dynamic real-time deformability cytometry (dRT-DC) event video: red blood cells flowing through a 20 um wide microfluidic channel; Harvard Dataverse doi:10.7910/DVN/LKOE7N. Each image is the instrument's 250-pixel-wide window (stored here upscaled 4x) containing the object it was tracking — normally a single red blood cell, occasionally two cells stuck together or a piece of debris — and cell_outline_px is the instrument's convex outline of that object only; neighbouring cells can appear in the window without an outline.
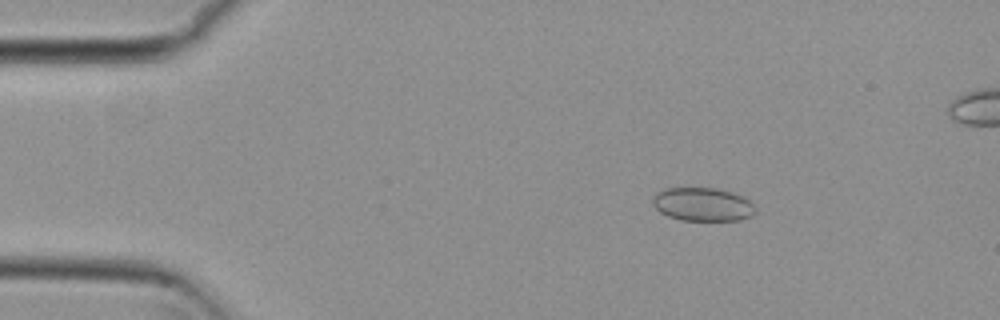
{"species": "common noctule bat (a hibernating species)", "species_latin": "Nyctalus noctula", "temperature_condition": "cold", "stored_images_in_passage": 52, "camera_frame_rate_fps": 3000, "um_per_image_px": 0.085, "animal": {"sex": "female", "body_mass_g": 29.2, "forearm_length_mm": 56.3}, "frame": {"image": 1, "passage_image": 9, "time_ms": 2.667, "image_size_px": [1000, 320], "cell_outline_px": [[756, 212], [752, 216], [740, 220], [680, 220], [668, 216], [660, 212], [652, 204], [652, 196], [656, 192], [664, 188], [716, 188], [732, 192], [744, 196], [756, 208]], "centroid_in_image_um": [59.72, 17.36], "position_along_channel_um": 25.3, "area_um2": 20.23}}
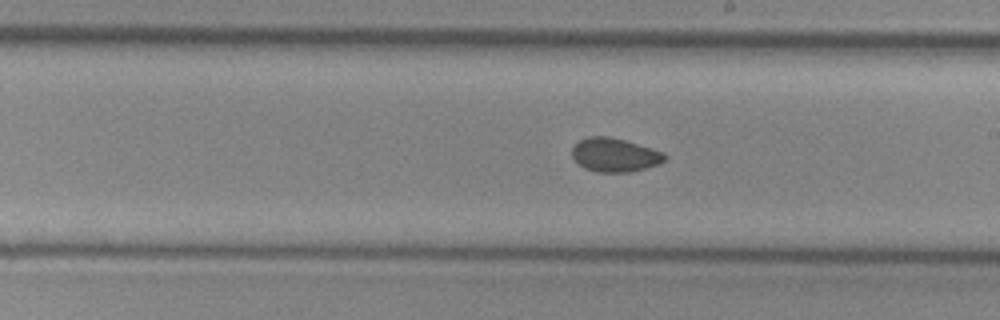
{"frame": {"image": 2, "passage_image": 31, "time_ms": 10.0, "image_size_px": [1000, 320], "cell_outline_px": [[668, 156], [660, 164], [628, 172], [596, 172], [584, 168], [572, 156], [572, 148], [580, 140], [588, 136], [608, 136], [624, 140], [664, 152]], "centroid_in_image_um": [52.26, 13.17], "position_along_channel_um": 236.7, "area_um2": 18.09}}
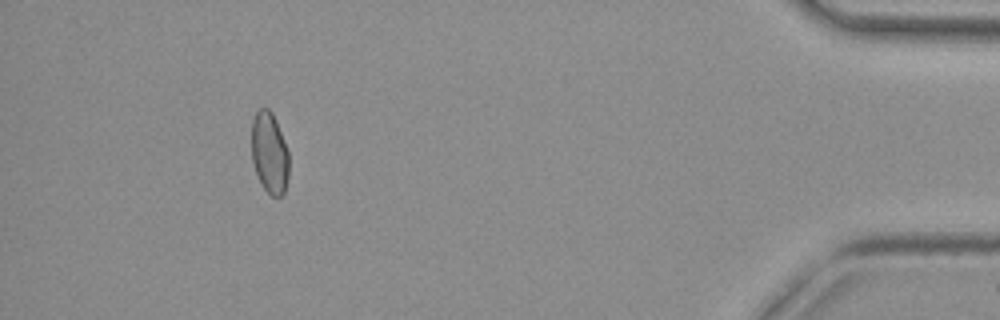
{"frame": {"image": 3, "passage_image": 50, "time_ms": 16.333, "image_size_px": [1000, 320], "cell_outline_px": [[288, 176], [284, 192], [280, 196], [272, 196], [264, 188], [256, 172], [252, 160], [252, 120], [256, 112], [260, 108], [268, 108], [272, 112], [276, 120], [288, 152]], "centroid_in_image_um": [22.9, 12.97], "position_along_channel_um": 412.3, "area_um2": 17.46}}